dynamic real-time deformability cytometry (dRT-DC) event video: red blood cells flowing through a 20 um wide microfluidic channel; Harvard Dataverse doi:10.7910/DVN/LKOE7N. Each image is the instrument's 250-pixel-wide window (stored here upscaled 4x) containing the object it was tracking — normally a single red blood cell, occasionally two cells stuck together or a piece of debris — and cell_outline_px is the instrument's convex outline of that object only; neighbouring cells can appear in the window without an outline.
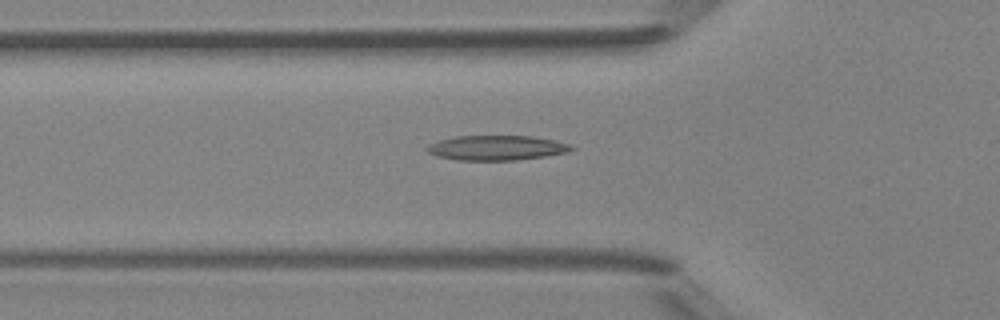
{"species": "Egyptian fruit bat (a non-hibernating species)", "species_latin": "Rousettus aegyptiacus", "temperature_condition": "room temperature", "stored_images_in_passage": 36, "camera_frame_rate_fps": 3000, "um_per_image_px": 0.085, "animal": {"sex": "female"}, "frame": {"image": 1, "passage_image": 10, "time_ms": 3.0, "image_size_px": [1000, 320], "cell_outline_px": [[576, 148], [568, 152], [544, 156], [516, 160], [456, 160], [436, 156], [428, 152], [424, 148], [428, 144], [440, 140], [456, 136], [532, 136], [552, 140], [568, 144]], "centroid_in_image_um": [42.16, 12.57], "position_along_channel_um": 83.6, "area_um2": 20.81}}
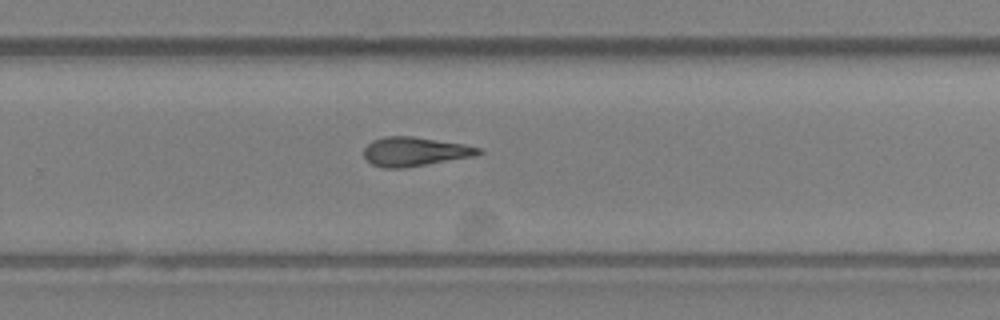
{"frame": {"image": 2, "passage_image": 25, "time_ms": 8.0, "image_size_px": [1000, 320], "cell_outline_px": [[484, 152], [476, 156], [404, 168], [384, 168], [372, 164], [364, 156], [364, 148], [372, 140], [384, 136], [412, 136], [464, 144], [480, 148]], "centroid_in_image_um": [35.27, 12.88], "position_along_channel_um": 294.5, "area_um2": 19.48}}
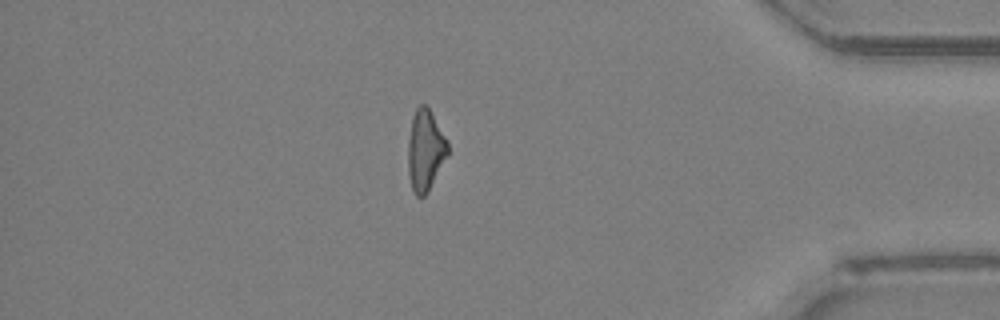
{"frame": {"image": 3, "passage_image": 35, "time_ms": 11.333, "image_size_px": [1000, 320], "cell_outline_px": [[448, 152], [424, 196], [416, 196], [412, 192], [408, 172], [408, 140], [412, 116], [416, 108], [420, 104], [424, 104], [428, 108], [448, 140]], "centroid_in_image_um": [36.11, 12.74], "position_along_channel_um": 399.1, "area_um2": 18.38}}